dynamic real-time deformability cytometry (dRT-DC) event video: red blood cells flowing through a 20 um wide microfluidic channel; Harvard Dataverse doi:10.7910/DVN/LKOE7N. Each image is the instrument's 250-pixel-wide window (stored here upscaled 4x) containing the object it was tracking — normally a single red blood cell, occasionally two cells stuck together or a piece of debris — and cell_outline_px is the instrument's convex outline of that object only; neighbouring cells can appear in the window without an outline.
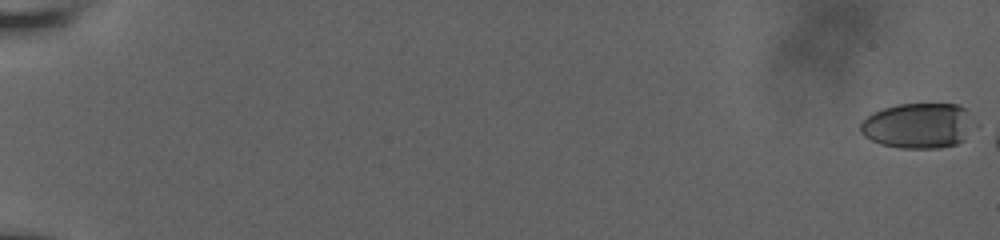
{"species": "human", "species_latin": "Homo sapiens", "temperature_condition": "room temperature", "stored_images_in_passage": 22, "camera_frame_rate_fps": 3000, "um_per_image_px": 0.085, "donor": {"sex": "male"}, "frame": {"image": 1, "passage_image": 1, "time_ms": 0.0, "image_size_px": [1000, 240], "cell_outline_px": [[980, 124], [964, 140], [956, 144], [940, 148], [900, 148], [880, 144], [864, 136], [860, 132], [860, 124], [872, 112], [896, 104], [960, 104], [968, 108]], "centroid_in_image_um": [78.17, 10.67], "position_along_channel_um": 6.8, "area_um2": 31.04}}